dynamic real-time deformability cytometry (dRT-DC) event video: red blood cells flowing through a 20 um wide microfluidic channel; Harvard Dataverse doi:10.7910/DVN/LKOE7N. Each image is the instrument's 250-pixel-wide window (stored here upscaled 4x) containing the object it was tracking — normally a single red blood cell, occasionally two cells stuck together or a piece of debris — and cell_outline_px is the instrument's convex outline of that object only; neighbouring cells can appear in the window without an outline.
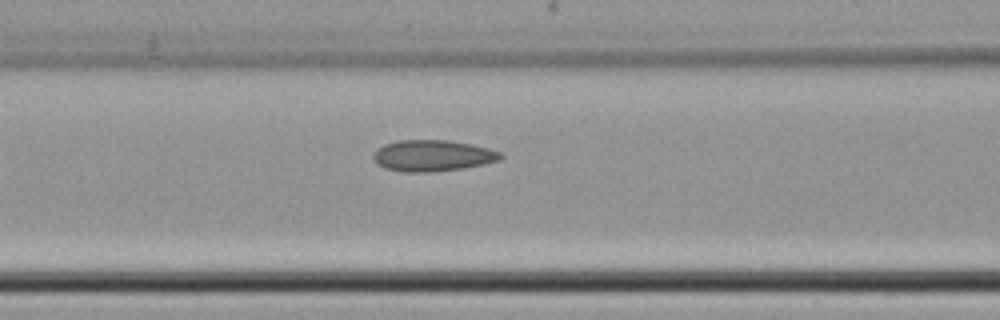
{"species": "common noctule bat (a hibernating species)", "species_latin": "Nyctalus noctula", "temperature_condition": "cold", "stored_images_in_passage": 6, "camera_frame_rate_fps": 3000, "um_per_image_px": 0.085, "animal": {"sex": "female", "body_mass_g": 22.7, "forearm_length_mm": 54.2}, "frame": {"image": 1, "passage_image": 6, "time_ms": 6.0, "image_size_px": [1000, 320], "cell_outline_px": [[504, 156], [500, 160], [484, 164], [464, 168], [432, 172], [404, 172], [384, 168], [376, 164], [372, 156], [376, 148], [384, 144], [400, 140], [448, 140], [472, 144], [488, 148], [500, 152]], "centroid_in_image_um": [36.75, 13.23], "position_along_channel_um": 129.8, "area_um2": 23.41}}